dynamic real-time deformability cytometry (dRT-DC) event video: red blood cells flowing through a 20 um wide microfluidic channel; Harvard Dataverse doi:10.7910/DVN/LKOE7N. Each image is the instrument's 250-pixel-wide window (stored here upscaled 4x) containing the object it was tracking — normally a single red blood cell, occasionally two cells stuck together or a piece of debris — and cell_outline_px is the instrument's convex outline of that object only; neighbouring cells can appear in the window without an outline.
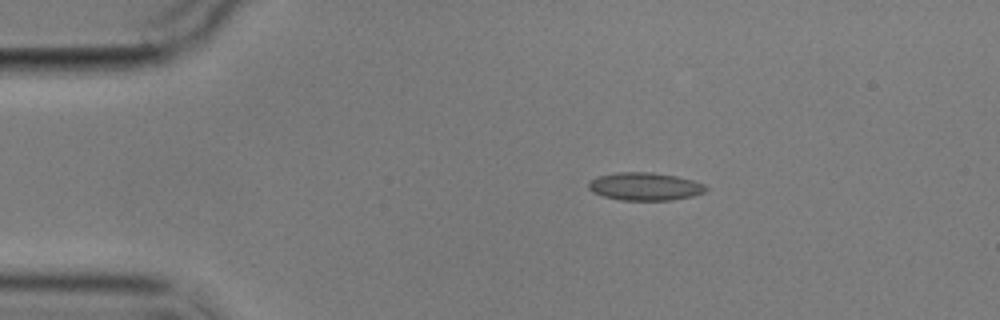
{"species": "common noctule bat (a hibernating species)", "species_latin": "Nyctalus noctula", "temperature_condition": "cold", "stored_images_in_passage": 4, "camera_frame_rate_fps": 3000, "um_per_image_px": 0.085, "animal": {"sex": "male", "body_mass_g": 17.9}, "frame": {"image": 1, "passage_image": 3, "time_ms": 2.333, "image_size_px": [1000, 320], "cell_outline_px": [[708, 188], [704, 192], [692, 196], [672, 200], [620, 200], [604, 196], [592, 192], [588, 188], [588, 184], [596, 176], [616, 172], [652, 172], [676, 176], [692, 180], [704, 184]], "centroid_in_image_um": [54.8, 15.84], "position_along_channel_um": 30.2, "area_um2": 19.07}}